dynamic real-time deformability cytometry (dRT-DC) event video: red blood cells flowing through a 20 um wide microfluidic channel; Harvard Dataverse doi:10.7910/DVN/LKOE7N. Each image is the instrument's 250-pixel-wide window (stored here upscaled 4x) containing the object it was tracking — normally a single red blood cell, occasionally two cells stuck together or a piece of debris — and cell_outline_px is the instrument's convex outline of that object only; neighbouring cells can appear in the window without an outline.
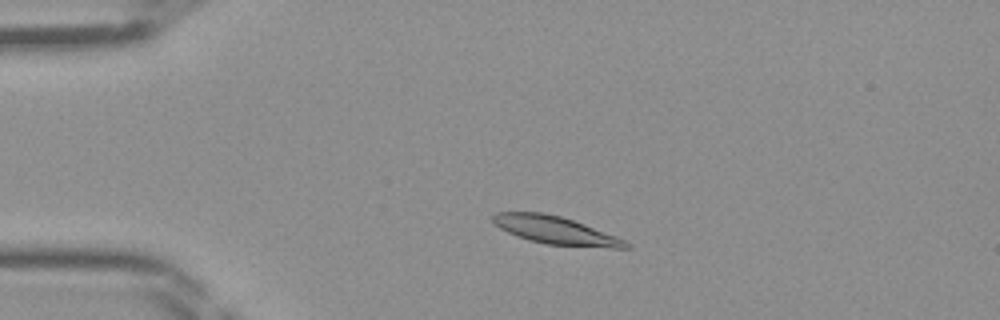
{"species": "Egyptian fruit bat (a non-hibernating species)", "species_latin": "Rousettus aegyptiacus", "temperature_condition": "room temperature", "stored_images_in_passage": 44, "camera_frame_rate_fps": 3000, "um_per_image_px": 0.085, "frame": {"image": 1, "passage_image": 8, "time_ms": 2.333, "image_size_px": [1000, 320], "cell_outline_px": [[632, 248], [612, 248], [548, 244], [528, 240], [516, 236], [500, 228], [492, 220], [492, 216], [496, 212], [544, 212], [560, 216], [584, 224], [616, 236], [632, 244]], "centroid_in_image_um": [47.23, 19.58], "position_along_channel_um": 37.8, "area_um2": 21.44}}
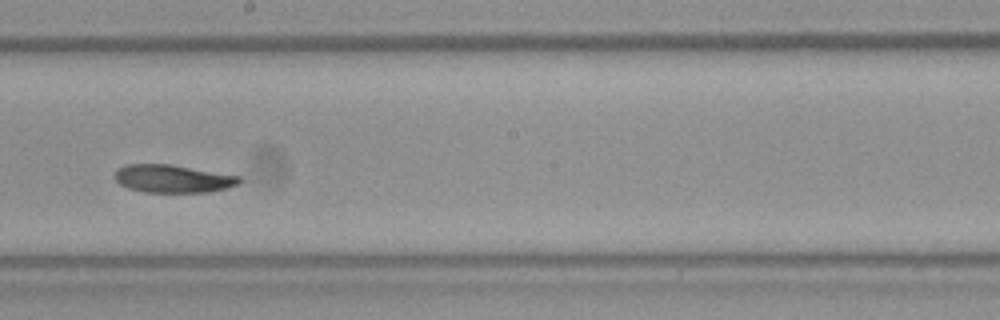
{"frame": {"image": 2, "passage_image": 24, "time_ms": 7.667, "image_size_px": [1000, 320], "cell_outline_px": [[244, 180], [240, 184], [228, 188], [208, 192], [144, 192], [128, 188], [120, 184], [116, 180], [116, 168], [124, 164], [168, 164], [240, 176]], "centroid_in_image_um": [14.71, 15.19], "position_along_channel_um": 233.5, "area_um2": 20.29}}
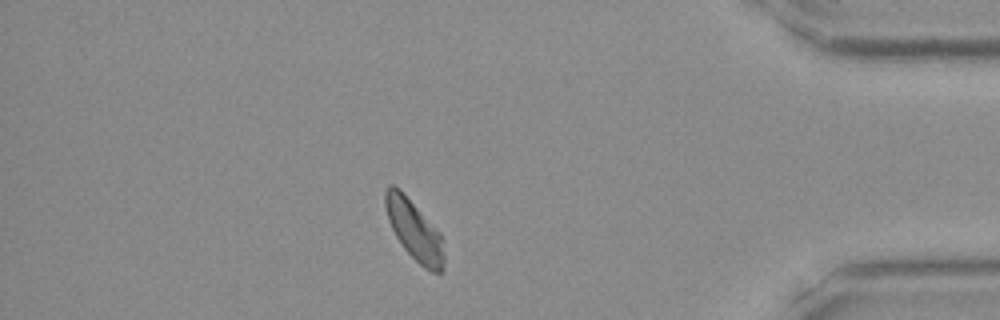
{"frame": {"image": 3, "passage_image": 38, "time_ms": 12.333, "image_size_px": [1000, 320], "cell_outline_px": [[444, 268], [440, 272], [432, 272], [424, 268], [404, 248], [396, 236], [388, 220], [384, 204], [384, 192], [388, 184], [392, 184], [400, 188], [440, 232], [444, 240]], "centroid_in_image_um": [35.22, 19.53], "position_along_channel_um": 400.0, "area_um2": 20.69}}